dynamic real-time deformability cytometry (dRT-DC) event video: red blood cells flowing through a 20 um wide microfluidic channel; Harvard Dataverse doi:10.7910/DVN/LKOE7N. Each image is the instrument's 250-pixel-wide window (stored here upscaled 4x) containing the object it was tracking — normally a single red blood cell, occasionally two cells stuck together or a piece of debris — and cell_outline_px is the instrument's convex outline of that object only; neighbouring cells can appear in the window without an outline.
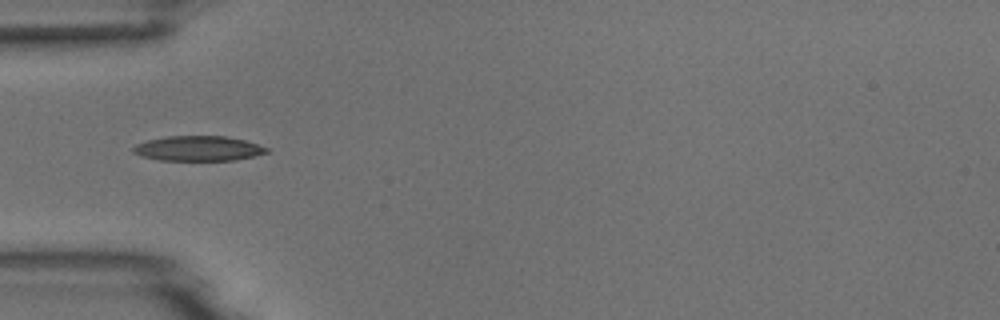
{"species": "common noctule bat (a hibernating species)", "species_latin": "Nyctalus noctula", "temperature_condition": "room temperature", "stored_images_in_passage": 1, "camera_frame_rate_fps": 3000, "um_per_image_px": 0.085, "animal": {"sex": "male", "body_mass_g": 18.8}, "frame": {"image": 1, "passage_image": 1, "time_ms": 0.0, "image_size_px": [1000, 320], "cell_outline_px": [[268, 152], [236, 160], [160, 160], [140, 156], [132, 152], [132, 148], [136, 144], [148, 140], [168, 136], [224, 136], [244, 140], [268, 148]], "centroid_in_image_um": [16.81, 12.62], "position_along_channel_um": 68.2, "area_um2": 19.25}}